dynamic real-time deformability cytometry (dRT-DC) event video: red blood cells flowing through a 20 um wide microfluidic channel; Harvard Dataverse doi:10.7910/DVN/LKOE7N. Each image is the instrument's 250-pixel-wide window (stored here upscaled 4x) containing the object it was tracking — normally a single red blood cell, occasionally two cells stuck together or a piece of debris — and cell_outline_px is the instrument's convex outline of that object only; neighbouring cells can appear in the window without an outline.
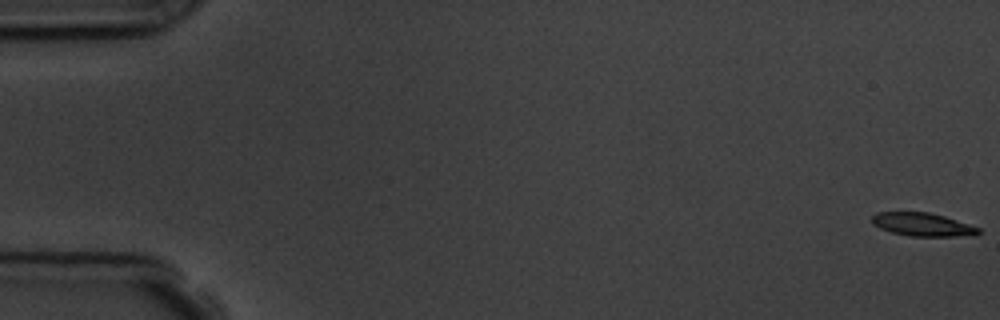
{"species": "common noctule bat (a hibernating species)", "species_latin": "Nyctalus noctula", "temperature_condition": "room temperature", "stored_images_in_passage": 9, "camera_frame_rate_fps": 3000, "um_per_image_px": 0.085, "animal": {"sex": "male", "body_mass_g": 19.5, "forearm_length_mm": 54.6}, "frame": {"image": 1, "passage_image": 1, "time_ms": 0.0, "image_size_px": [1000, 320], "cell_outline_px": [[980, 232], [976, 236], [908, 236], [892, 232], [880, 228], [872, 224], [872, 216], [876, 212], [928, 212], [944, 216], [980, 228]], "centroid_in_image_um": [78.42, 19.09], "position_along_channel_um": 6.6, "area_um2": 14.45}}
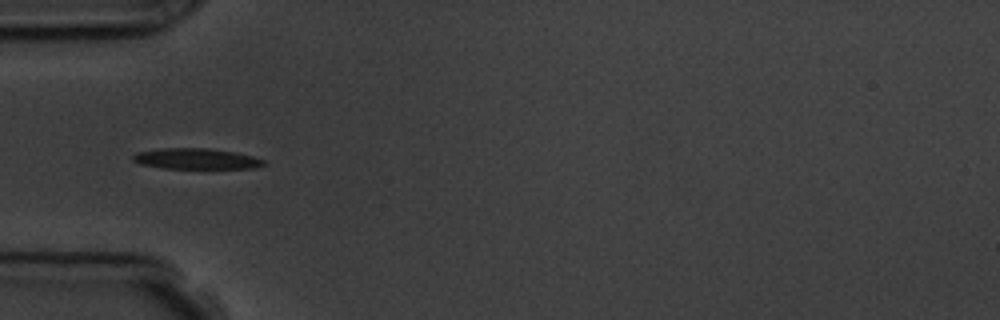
{"frame": {"image": 2, "passage_image": 6, "time_ms": 5.667, "image_size_px": [1000, 320], "cell_outline_px": [[264, 164], [256, 168], [164, 168], [140, 164], [132, 160], [132, 156], [136, 152], [160, 148], [208, 148], [232, 152], [252, 156], [264, 160]], "centroid_in_image_um": [16.62, 13.49], "position_along_channel_um": 68.4, "area_um2": 15.66}}